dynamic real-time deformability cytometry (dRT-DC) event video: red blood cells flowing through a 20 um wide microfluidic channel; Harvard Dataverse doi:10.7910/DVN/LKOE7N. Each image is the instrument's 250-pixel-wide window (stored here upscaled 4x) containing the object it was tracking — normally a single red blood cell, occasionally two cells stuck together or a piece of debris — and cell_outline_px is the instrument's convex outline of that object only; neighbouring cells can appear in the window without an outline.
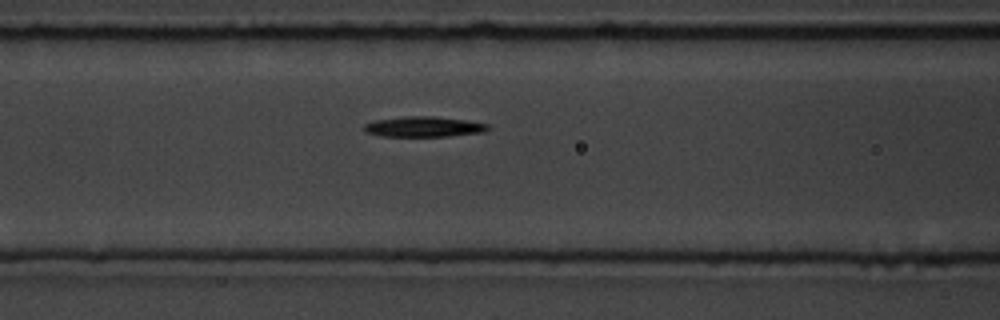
{"species": "common noctule bat (a hibernating species)", "species_latin": "Nyctalus noctula", "temperature_condition": "room temperature", "stored_images_in_passage": 6, "segment_of_instrument_passage": [2, 2], "camera_frame_rate_fps": 3000, "um_per_image_px": 0.085, "animal": {"sex": "male", "body_mass_g": 19.5, "forearm_length_mm": 54.6}, "frame": {"image": 1, "passage_image": 6, "time_ms": 6.667, "image_size_px": [1000, 320], "cell_outline_px": [[492, 128], [484, 132], [448, 136], [380, 136], [364, 132], [364, 124], [372, 120], [404, 116], [432, 116], [468, 120], [488, 124]], "centroid_in_image_um": [36.01, 10.76], "position_along_channel_um": 130.6, "area_um2": 14.91}}